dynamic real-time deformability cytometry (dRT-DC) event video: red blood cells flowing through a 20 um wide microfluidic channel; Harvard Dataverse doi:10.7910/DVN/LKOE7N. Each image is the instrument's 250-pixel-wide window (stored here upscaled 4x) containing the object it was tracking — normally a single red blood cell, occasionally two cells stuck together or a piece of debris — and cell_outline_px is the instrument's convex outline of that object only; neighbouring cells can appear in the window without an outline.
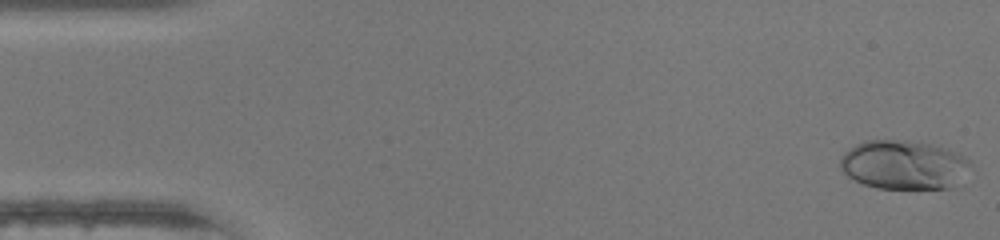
{"species": "human", "species_latin": "Homo sapiens", "temperature_condition": "warm", "stored_images_in_passage": 46, "camera_frame_rate_fps": 3000, "um_per_image_px": 0.085, "donor": {"sex": "female"}, "frame": {"image": 1, "passage_image": 1, "time_ms": 0.0, "image_size_px": [1000, 240], "cell_outline_px": [[968, 164], [948, 188], [876, 188], [864, 184], [848, 176], [840, 168], [840, 156], [848, 148], [864, 140], [908, 140], [928, 144], [960, 152], [968, 160]], "centroid_in_image_um": [76.69, 13.98], "position_along_channel_um": 8.3, "area_um2": 36.41}}
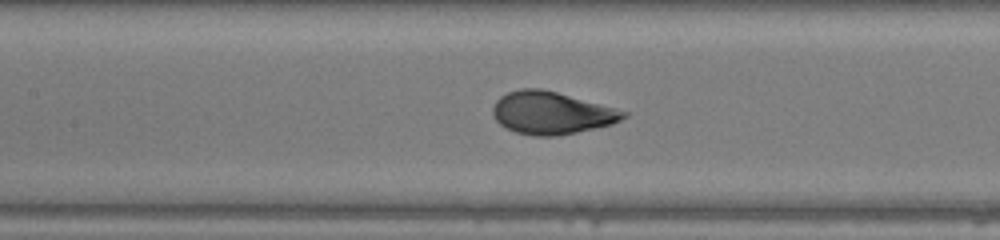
{"frame": {"image": 2, "passage_image": 21, "time_ms": 6.667, "image_size_px": [1000, 240], "cell_outline_px": [[628, 116], [612, 124], [576, 132], [556, 136], [536, 136], [516, 132], [504, 128], [492, 116], [492, 108], [496, 100], [500, 96], [508, 92], [520, 88], [540, 88], [556, 92], [616, 108], [628, 112]], "centroid_in_image_um": [46.84, 9.6], "position_along_channel_um": 160.6, "area_um2": 32.31}}
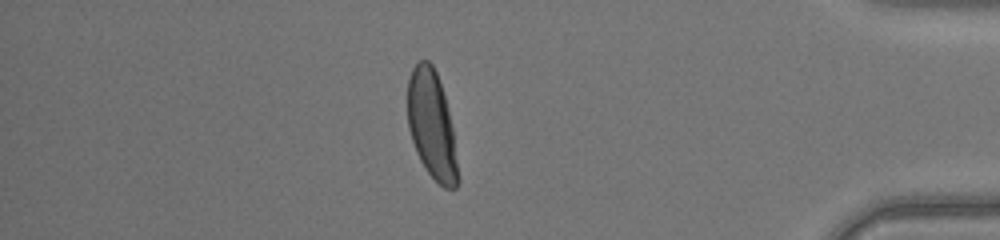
{"frame": {"image": 3, "passage_image": 40, "time_ms": 13.0, "image_size_px": [1000, 240], "cell_outline_px": [[460, 180], [456, 188], [444, 188], [428, 172], [420, 160], [416, 152], [408, 128], [408, 80], [412, 68], [420, 60], [428, 60], [432, 64], [436, 72], [444, 96], [452, 128]], "centroid_in_image_um": [36.69, 10.65], "position_along_channel_um": 398.5, "area_um2": 31.33}, "authors_computed_cell_mechanics": {"area_um2": 32.3391, "velocity_mm_per_s": 4.412, "shape_relaxation_time_tau1_ms": 3.1578, "shape_relaxation_time_tau2_ms": null, "deformation_change_tau1": 0.1843, "deformation_change_tau2": null}}